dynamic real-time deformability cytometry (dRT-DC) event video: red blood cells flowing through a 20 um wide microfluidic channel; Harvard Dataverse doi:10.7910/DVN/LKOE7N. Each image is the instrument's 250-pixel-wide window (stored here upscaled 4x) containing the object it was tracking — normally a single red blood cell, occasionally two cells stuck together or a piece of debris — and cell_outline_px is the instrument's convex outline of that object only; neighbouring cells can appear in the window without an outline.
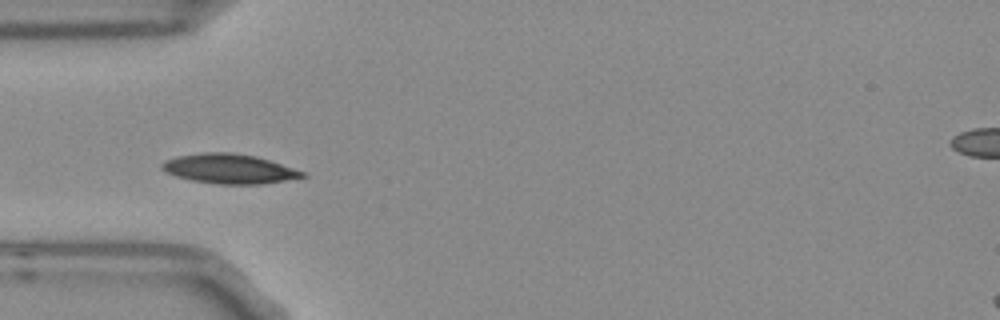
{"species": "Egyptian fruit bat (a non-hibernating species)", "species_latin": "Rousettus aegyptiacus", "temperature_condition": "room temperature", "stored_images_in_passage": 39, "camera_frame_rate_fps": 3000, "um_per_image_px": 0.085, "frame": {"image": 1, "passage_image": 1, "time_ms": 0.0, "image_size_px": [1000, 320], "cell_outline_px": [[308, 176], [260, 184], [216, 184], [192, 180], [176, 176], [164, 172], [160, 168], [160, 164], [164, 160], [176, 156], [200, 152], [232, 152], [256, 156], [304, 172]], "centroid_in_image_um": [19.4, 14.33], "position_along_channel_um": 65.6, "area_um2": 24.22}}
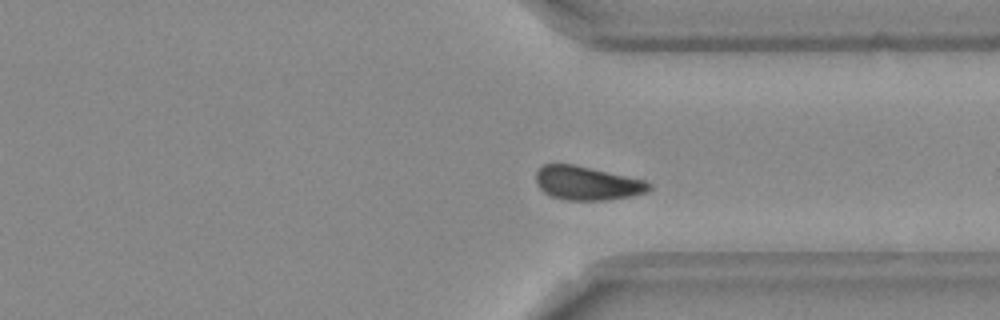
{"frame": {"image": 2, "passage_image": 25, "time_ms": 8.0, "image_size_px": [1000, 320], "cell_outline_px": [[652, 188], [648, 192], [632, 196], [604, 200], [568, 200], [552, 196], [544, 192], [536, 184], [536, 172], [544, 164], [572, 164], [644, 180], [652, 184]], "centroid_in_image_um": [49.91, 15.58], "position_along_channel_um": 361.5, "area_um2": 22.08}}
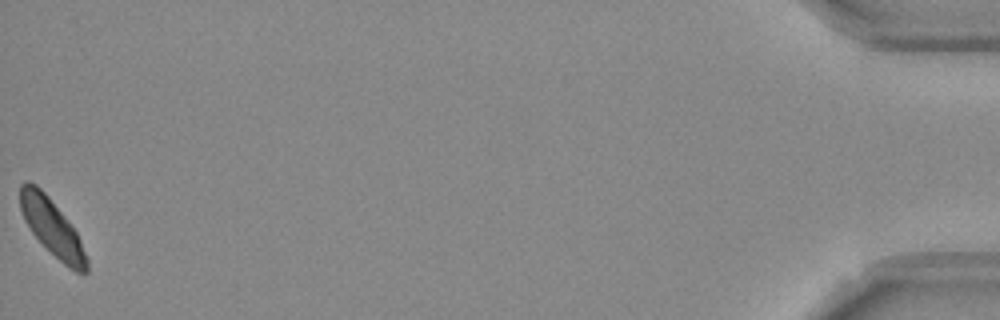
{"frame": {"image": 3, "passage_image": 39, "time_ms": 12.667, "image_size_px": [1000, 320], "cell_outline_px": [[88, 272], [76, 272], [64, 264], [32, 232], [24, 220], [20, 208], [20, 184], [24, 180], [28, 180], [36, 184], [48, 196], [76, 232], [80, 240], [88, 260]], "centroid_in_image_um": [4.4, 19.29], "position_along_channel_um": 430.8, "area_um2": 21.39}, "authors_computed_cell_mechanics": {"area_um2": 22.3686, "velocity_mm_per_s": 3.7021, "shape_relaxation_time_tau1_ms": 1.6489, "shape_relaxation_time_tau2_ms": null, "deformation_change_tau1": 0.0848, "deformation_change_tau2": null}}